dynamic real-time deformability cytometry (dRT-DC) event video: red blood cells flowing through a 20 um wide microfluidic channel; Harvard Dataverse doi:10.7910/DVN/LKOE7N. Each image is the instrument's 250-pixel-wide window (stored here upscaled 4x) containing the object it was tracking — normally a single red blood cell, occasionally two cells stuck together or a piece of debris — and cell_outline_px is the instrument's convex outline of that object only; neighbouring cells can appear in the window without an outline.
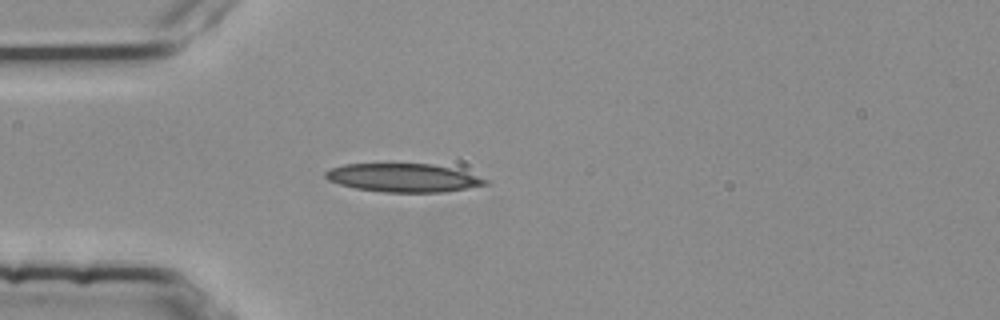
{"species": "common noctule bat (a hibernating species)", "species_latin": "Nyctalus noctula", "temperature_condition": "room temperature", "stored_images_in_passage": 2, "camera_frame_rate_fps": 3000, "um_per_image_px": 0.085, "animal": {"sex": "female", "body_mass_g": 25.1}, "frame": {"image": 1, "passage_image": 2, "time_ms": 0.333, "image_size_px": [1000, 320], "cell_outline_px": [[488, 184], [440, 192], [384, 192], [356, 188], [340, 184], [328, 180], [324, 176], [324, 172], [332, 168], [344, 164], [432, 164], [452, 168], [488, 180]], "centroid_in_image_um": [34.23, 15.11], "position_along_channel_um": 50.8, "area_um2": 26.01}}